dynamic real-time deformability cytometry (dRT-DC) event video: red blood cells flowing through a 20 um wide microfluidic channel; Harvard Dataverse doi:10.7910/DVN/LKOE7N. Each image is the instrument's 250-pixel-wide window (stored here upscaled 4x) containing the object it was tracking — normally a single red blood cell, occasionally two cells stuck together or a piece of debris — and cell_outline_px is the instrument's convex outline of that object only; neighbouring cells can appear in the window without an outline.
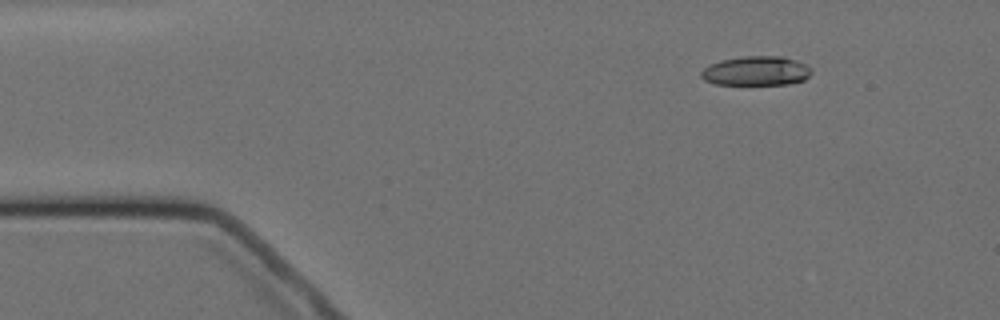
{"species": "Egyptian fruit bat (a non-hibernating species)", "species_latin": "Rousettus aegyptiacus", "temperature_condition": "cold", "stored_images_in_passage": 10, "camera_frame_rate_fps": 3000, "um_per_image_px": 0.085, "animal": {"sex": "female"}, "frame": {"image": 1, "passage_image": 1, "time_ms": 0.0, "image_size_px": [1000, 320], "cell_outline_px": [[812, 72], [804, 80], [788, 84], [716, 84], [704, 80], [700, 76], [700, 72], [708, 64], [720, 60], [744, 56], [784, 56], [808, 64], [812, 68]], "centroid_in_image_um": [64.29, 6.01], "position_along_channel_um": 20.7, "area_um2": 19.07}}
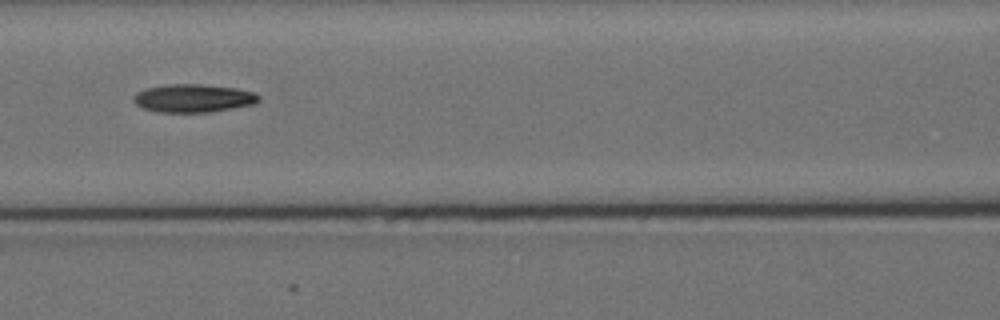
{"frame": {"image": 2, "passage_image": 6, "time_ms": 5.667, "image_size_px": [1000, 320], "cell_outline_px": [[260, 100], [256, 104], [208, 112], [160, 112], [144, 108], [136, 104], [132, 100], [132, 96], [136, 92], [148, 88], [164, 84], [200, 84], [236, 88], [252, 92], [260, 96]], "centroid_in_image_um": [16.42, 8.34], "position_along_channel_um": 150.2, "area_um2": 20.52}}
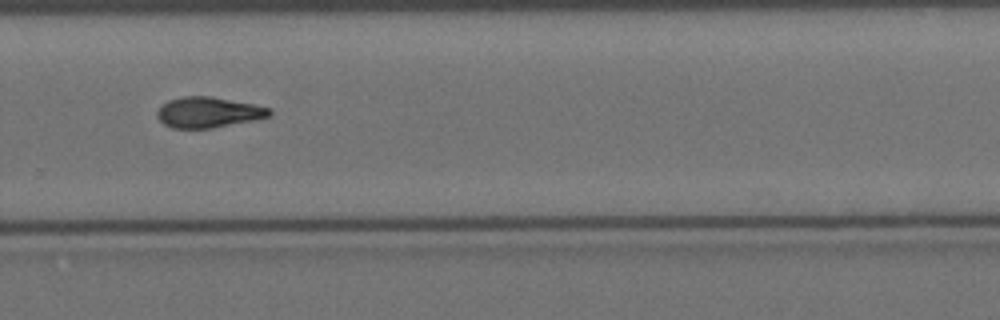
{"frame": {"image": 3, "passage_image": 10, "time_ms": 10.333, "image_size_px": [1000, 320], "cell_outline_px": [[272, 116], [212, 128], [172, 128], [164, 124], [156, 116], [156, 112], [160, 104], [168, 100], [180, 96], [212, 96], [272, 108]], "centroid_in_image_um": [17.67, 9.53], "position_along_channel_um": 312.1, "area_um2": 20.17}}